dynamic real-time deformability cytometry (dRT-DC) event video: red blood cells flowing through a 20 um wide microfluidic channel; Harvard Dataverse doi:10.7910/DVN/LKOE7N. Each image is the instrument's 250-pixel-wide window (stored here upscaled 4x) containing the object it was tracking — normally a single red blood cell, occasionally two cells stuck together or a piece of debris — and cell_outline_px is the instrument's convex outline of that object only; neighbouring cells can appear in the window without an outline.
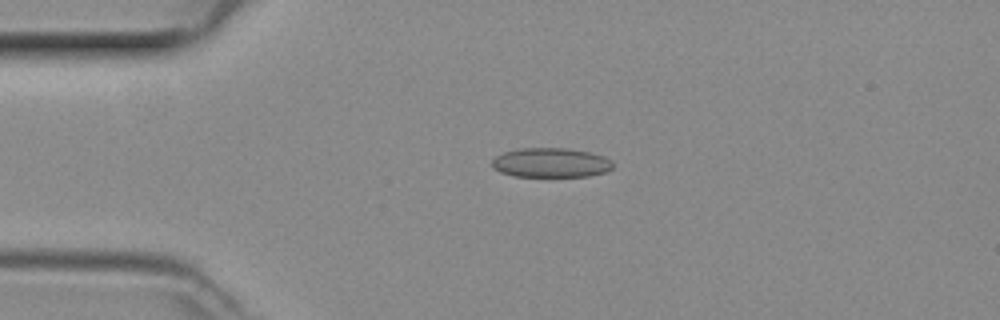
{"species": "common noctule bat (a hibernating species)", "species_latin": "Nyctalus noctula", "temperature_condition": "room temperature", "stored_images_in_passage": 8, "camera_frame_rate_fps": 3000, "um_per_image_px": 0.085, "animal": {"sex": "female", "body_mass_g": 29.2, "forearm_length_mm": 56.3}, "frame": {"image": 1, "passage_image": 2, "time_ms": 0.333, "image_size_px": [1000, 320], "cell_outline_px": [[612, 168], [608, 172], [588, 176], [516, 176], [500, 172], [492, 168], [492, 160], [496, 156], [504, 152], [520, 148], [568, 148], [588, 152], [604, 156], [612, 160]], "centroid_in_image_um": [46.83, 13.82], "position_along_channel_um": 38.2, "area_um2": 20.81}}
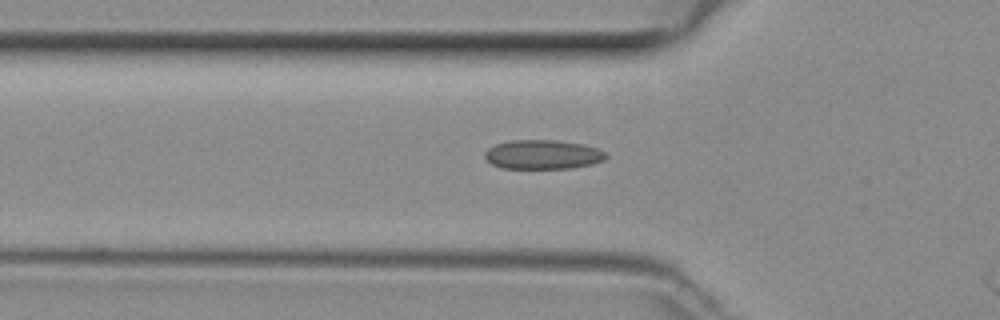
{"frame": {"image": 2, "passage_image": 7, "time_ms": 2.0, "image_size_px": [1000, 320], "cell_outline_px": [[608, 156], [604, 160], [592, 164], [572, 168], [500, 168], [492, 164], [484, 156], [484, 152], [488, 148], [496, 144], [512, 140], [556, 140], [584, 144], [596, 148], [604, 152]], "centroid_in_image_um": [46.13, 13.13], "position_along_channel_um": 79.7, "area_um2": 20.63}}